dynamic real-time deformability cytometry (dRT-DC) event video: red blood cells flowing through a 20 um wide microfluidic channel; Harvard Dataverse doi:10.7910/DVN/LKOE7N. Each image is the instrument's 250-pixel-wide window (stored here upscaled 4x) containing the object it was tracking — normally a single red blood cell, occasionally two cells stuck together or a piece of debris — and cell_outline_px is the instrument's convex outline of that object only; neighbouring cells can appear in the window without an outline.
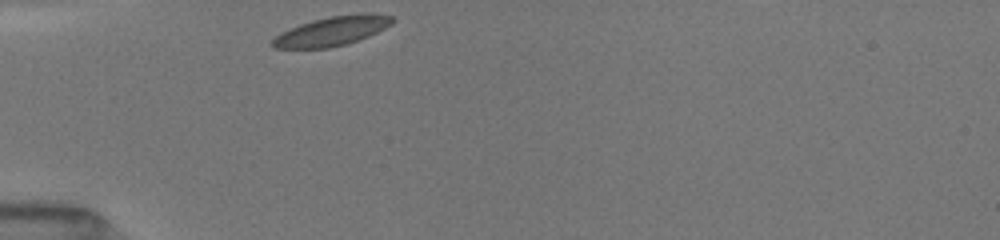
{"species": "common noctule bat (a hibernating species)", "species_latin": "Nyctalus noctula", "temperature_condition": "room temperature", "stored_images_in_passage": 2, "camera_frame_rate_fps": 3000, "um_per_image_px": 0.085, "animal": {"sex": "female", "body_mass_g": 19.5, "forearm_length_mm": 54.1}, "frame": {"image": 1, "passage_image": 1, "time_ms": 0.0, "image_size_px": [1000, 240], "cell_outline_px": [[396, 20], [392, 24], [368, 36], [344, 44], [328, 48], [272, 48], [272, 40], [280, 32], [300, 24], [312, 20], [328, 16], [360, 12], [372, 12], [392, 16]], "centroid_in_image_um": [28.24, 2.61], "position_along_channel_um": 56.8, "area_um2": 20.58}}